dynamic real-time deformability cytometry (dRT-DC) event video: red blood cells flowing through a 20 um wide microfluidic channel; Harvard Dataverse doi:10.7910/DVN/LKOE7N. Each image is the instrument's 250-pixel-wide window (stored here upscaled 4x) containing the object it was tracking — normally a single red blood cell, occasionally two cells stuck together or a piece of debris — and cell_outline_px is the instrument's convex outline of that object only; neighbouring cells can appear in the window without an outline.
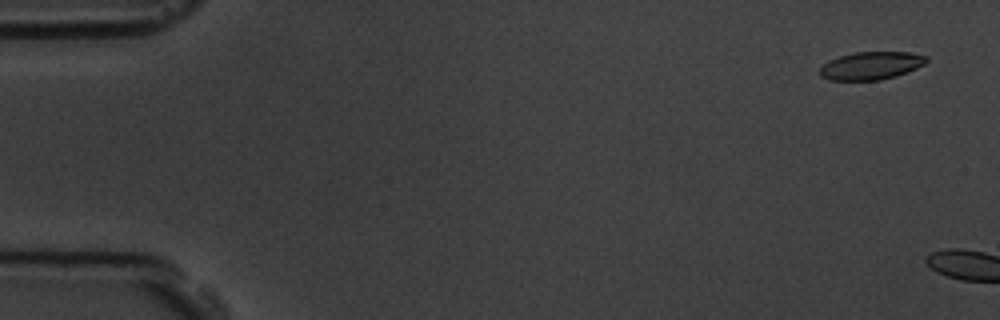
{"species": "common noctule bat (a hibernating species)", "species_latin": "Nyctalus noctula", "temperature_condition": "room temperature", "stored_images_in_passage": 10, "camera_frame_rate_fps": 3000, "um_per_image_px": 0.085, "animal": {"sex": "male", "body_mass_g": 19.5, "forearm_length_mm": 54.6}, "frame": {"image": 1, "passage_image": 1, "time_ms": 0.0, "image_size_px": [1000, 320], "cell_outline_px": [[928, 60], [924, 64], [916, 68], [896, 76], [880, 80], [828, 80], [820, 76], [820, 68], [828, 60], [840, 56], [856, 52], [908, 52], [928, 56]], "centroid_in_image_um": [74.03, 5.58], "position_along_channel_um": 11.0, "area_um2": 17.28}}